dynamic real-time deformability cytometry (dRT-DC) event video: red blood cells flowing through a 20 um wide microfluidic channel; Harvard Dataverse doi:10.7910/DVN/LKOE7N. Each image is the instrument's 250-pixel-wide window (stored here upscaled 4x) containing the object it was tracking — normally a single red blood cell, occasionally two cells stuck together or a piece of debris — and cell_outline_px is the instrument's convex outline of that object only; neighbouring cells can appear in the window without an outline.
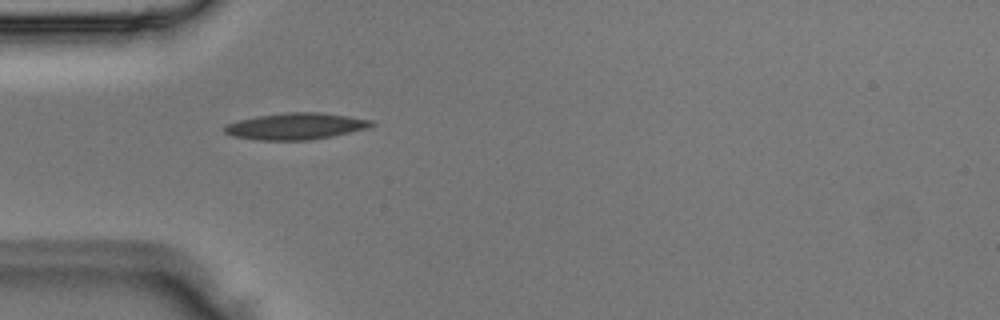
{"species": "Egyptian fruit bat (a non-hibernating species)", "species_latin": "Rousettus aegyptiacus", "temperature_condition": "room temperature", "stored_images_in_passage": 4, "camera_frame_rate_fps": 3000, "um_per_image_px": 0.085, "animal": {"sex": "male"}, "frame": {"image": 1, "passage_image": 3, "time_ms": 0.667, "image_size_px": [1000, 320], "cell_outline_px": [[376, 124], [372, 128], [312, 140], [260, 140], [232, 136], [224, 132], [224, 124], [256, 116], [284, 112], [320, 112], [348, 116], [372, 120]], "centroid_in_image_um": [25.18, 10.73], "position_along_channel_um": 59.8, "area_um2": 23.0}}